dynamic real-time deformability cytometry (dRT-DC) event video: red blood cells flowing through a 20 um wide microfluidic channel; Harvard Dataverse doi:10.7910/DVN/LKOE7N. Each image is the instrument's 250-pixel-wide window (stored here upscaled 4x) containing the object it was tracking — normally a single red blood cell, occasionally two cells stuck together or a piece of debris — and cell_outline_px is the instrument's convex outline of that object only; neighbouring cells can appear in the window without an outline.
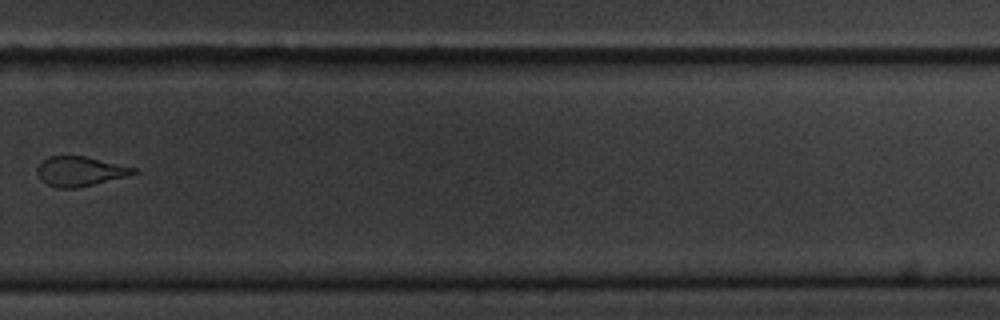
{"species": "common noctule bat (a hibernating species)", "species_latin": "Nyctalus noctula", "temperature_condition": "cold", "stored_images_in_passage": 10, "camera_frame_rate_fps": 3000, "um_per_image_px": 0.085, "animal": {"sex": "male", "body_mass_g": 20.1, "forearm_length_mm": 53.5}, "frame": {"image": 1, "passage_image": 10, "time_ms": 11.667, "image_size_px": [1000, 320], "cell_outline_px": [[140, 172], [128, 176], [76, 188], [56, 188], [40, 180], [36, 168], [40, 160], [48, 156], [84, 156], [136, 168]], "centroid_in_image_um": [6.77, 14.56], "position_along_channel_um": 323.0, "area_um2": 16.7}}